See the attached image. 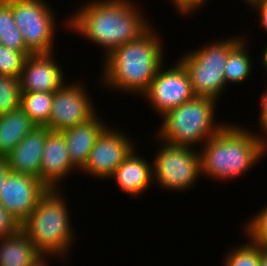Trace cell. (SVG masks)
Wrapping results in <instances>:
<instances>
[{
    "label": "cell",
    "instance_id": "cell-1",
    "mask_svg": "<svg viewBox=\"0 0 267 266\" xmlns=\"http://www.w3.org/2000/svg\"><path fill=\"white\" fill-rule=\"evenodd\" d=\"M132 0H88L75 9L63 23L71 32L81 35L104 49L105 58L118 46L146 33L153 23Z\"/></svg>",
    "mask_w": 267,
    "mask_h": 266
},
{
    "label": "cell",
    "instance_id": "cell-2",
    "mask_svg": "<svg viewBox=\"0 0 267 266\" xmlns=\"http://www.w3.org/2000/svg\"><path fill=\"white\" fill-rule=\"evenodd\" d=\"M163 47V39L153 26L140 38L118 46L102 58L101 86L107 91L142 96L165 62Z\"/></svg>",
    "mask_w": 267,
    "mask_h": 266
},
{
    "label": "cell",
    "instance_id": "cell-3",
    "mask_svg": "<svg viewBox=\"0 0 267 266\" xmlns=\"http://www.w3.org/2000/svg\"><path fill=\"white\" fill-rule=\"evenodd\" d=\"M201 147V176L215 182L241 178L267 156V139L260 132L228 122Z\"/></svg>",
    "mask_w": 267,
    "mask_h": 266
},
{
    "label": "cell",
    "instance_id": "cell-4",
    "mask_svg": "<svg viewBox=\"0 0 267 266\" xmlns=\"http://www.w3.org/2000/svg\"><path fill=\"white\" fill-rule=\"evenodd\" d=\"M61 189L49 188L30 215L21 223V230L41 254L68 258L77 237L72 228L70 210ZM66 257V258H65Z\"/></svg>",
    "mask_w": 267,
    "mask_h": 266
},
{
    "label": "cell",
    "instance_id": "cell-5",
    "mask_svg": "<svg viewBox=\"0 0 267 266\" xmlns=\"http://www.w3.org/2000/svg\"><path fill=\"white\" fill-rule=\"evenodd\" d=\"M217 101L209 97H194L162 116L159 140L175 146L199 147L213 137L227 122L215 120ZM216 116V117H215Z\"/></svg>",
    "mask_w": 267,
    "mask_h": 266
},
{
    "label": "cell",
    "instance_id": "cell-6",
    "mask_svg": "<svg viewBox=\"0 0 267 266\" xmlns=\"http://www.w3.org/2000/svg\"><path fill=\"white\" fill-rule=\"evenodd\" d=\"M243 38L228 36L181 54L178 61L187 70L196 97H209L217 102L221 99V94L228 87L224 77L228 54Z\"/></svg>",
    "mask_w": 267,
    "mask_h": 266
},
{
    "label": "cell",
    "instance_id": "cell-7",
    "mask_svg": "<svg viewBox=\"0 0 267 266\" xmlns=\"http://www.w3.org/2000/svg\"><path fill=\"white\" fill-rule=\"evenodd\" d=\"M159 149L152 160L153 182L162 189L175 192L189 190L200 179V152L186 146H175L155 137ZM156 180V181H155Z\"/></svg>",
    "mask_w": 267,
    "mask_h": 266
},
{
    "label": "cell",
    "instance_id": "cell-8",
    "mask_svg": "<svg viewBox=\"0 0 267 266\" xmlns=\"http://www.w3.org/2000/svg\"><path fill=\"white\" fill-rule=\"evenodd\" d=\"M14 21L32 53L55 52L56 13L46 0H11Z\"/></svg>",
    "mask_w": 267,
    "mask_h": 266
},
{
    "label": "cell",
    "instance_id": "cell-9",
    "mask_svg": "<svg viewBox=\"0 0 267 266\" xmlns=\"http://www.w3.org/2000/svg\"><path fill=\"white\" fill-rule=\"evenodd\" d=\"M84 81H67L54 92L52 109L47 122L50 131H62L93 118L98 111ZM85 85V86H84ZM88 91V92H87ZM92 100V101H91Z\"/></svg>",
    "mask_w": 267,
    "mask_h": 266
},
{
    "label": "cell",
    "instance_id": "cell-10",
    "mask_svg": "<svg viewBox=\"0 0 267 266\" xmlns=\"http://www.w3.org/2000/svg\"><path fill=\"white\" fill-rule=\"evenodd\" d=\"M141 97L146 98L152 111L160 118L169 110L192 100L195 94L187 70L177 60L170 68L163 64L158 69L148 90Z\"/></svg>",
    "mask_w": 267,
    "mask_h": 266
},
{
    "label": "cell",
    "instance_id": "cell-11",
    "mask_svg": "<svg viewBox=\"0 0 267 266\" xmlns=\"http://www.w3.org/2000/svg\"><path fill=\"white\" fill-rule=\"evenodd\" d=\"M126 135L122 129H114L109 125L96 140L79 173L91 175L92 178L109 179L136 146Z\"/></svg>",
    "mask_w": 267,
    "mask_h": 266
},
{
    "label": "cell",
    "instance_id": "cell-12",
    "mask_svg": "<svg viewBox=\"0 0 267 266\" xmlns=\"http://www.w3.org/2000/svg\"><path fill=\"white\" fill-rule=\"evenodd\" d=\"M48 189L34 176L10 171L0 190V203L21 224Z\"/></svg>",
    "mask_w": 267,
    "mask_h": 266
},
{
    "label": "cell",
    "instance_id": "cell-13",
    "mask_svg": "<svg viewBox=\"0 0 267 266\" xmlns=\"http://www.w3.org/2000/svg\"><path fill=\"white\" fill-rule=\"evenodd\" d=\"M55 53H37L26 57L19 77L21 92H55L67 81Z\"/></svg>",
    "mask_w": 267,
    "mask_h": 266
},
{
    "label": "cell",
    "instance_id": "cell-14",
    "mask_svg": "<svg viewBox=\"0 0 267 266\" xmlns=\"http://www.w3.org/2000/svg\"><path fill=\"white\" fill-rule=\"evenodd\" d=\"M43 149L40 180L48 188L60 189V185L66 177L68 178L69 174L71 175L74 171L78 172L70 162L63 133L50 131L47 128V137Z\"/></svg>",
    "mask_w": 267,
    "mask_h": 266
},
{
    "label": "cell",
    "instance_id": "cell-15",
    "mask_svg": "<svg viewBox=\"0 0 267 266\" xmlns=\"http://www.w3.org/2000/svg\"><path fill=\"white\" fill-rule=\"evenodd\" d=\"M46 137L47 127L36 126L28 133L5 157L10 171L40 179V166Z\"/></svg>",
    "mask_w": 267,
    "mask_h": 266
},
{
    "label": "cell",
    "instance_id": "cell-16",
    "mask_svg": "<svg viewBox=\"0 0 267 266\" xmlns=\"http://www.w3.org/2000/svg\"><path fill=\"white\" fill-rule=\"evenodd\" d=\"M132 152L117 167L113 175L109 178L116 182V186L131 197H139L153 182L152 163L143 156L138 155V148ZM151 164V165H150Z\"/></svg>",
    "mask_w": 267,
    "mask_h": 266
},
{
    "label": "cell",
    "instance_id": "cell-17",
    "mask_svg": "<svg viewBox=\"0 0 267 266\" xmlns=\"http://www.w3.org/2000/svg\"><path fill=\"white\" fill-rule=\"evenodd\" d=\"M107 125L96 113L89 121L61 131L67 143L70 162L77 170L84 167L91 149Z\"/></svg>",
    "mask_w": 267,
    "mask_h": 266
},
{
    "label": "cell",
    "instance_id": "cell-18",
    "mask_svg": "<svg viewBox=\"0 0 267 266\" xmlns=\"http://www.w3.org/2000/svg\"><path fill=\"white\" fill-rule=\"evenodd\" d=\"M36 125L19 107L0 115V158H5Z\"/></svg>",
    "mask_w": 267,
    "mask_h": 266
},
{
    "label": "cell",
    "instance_id": "cell-19",
    "mask_svg": "<svg viewBox=\"0 0 267 266\" xmlns=\"http://www.w3.org/2000/svg\"><path fill=\"white\" fill-rule=\"evenodd\" d=\"M41 253L20 229L0 238V266H29Z\"/></svg>",
    "mask_w": 267,
    "mask_h": 266
},
{
    "label": "cell",
    "instance_id": "cell-20",
    "mask_svg": "<svg viewBox=\"0 0 267 266\" xmlns=\"http://www.w3.org/2000/svg\"><path fill=\"white\" fill-rule=\"evenodd\" d=\"M245 38L246 37H244L228 54L224 68L226 85H229V83L230 85H239L248 80L253 72V62L251 54L248 52L249 47L246 44L248 40Z\"/></svg>",
    "mask_w": 267,
    "mask_h": 266
},
{
    "label": "cell",
    "instance_id": "cell-21",
    "mask_svg": "<svg viewBox=\"0 0 267 266\" xmlns=\"http://www.w3.org/2000/svg\"><path fill=\"white\" fill-rule=\"evenodd\" d=\"M53 98L54 92H22L20 108L37 127H46Z\"/></svg>",
    "mask_w": 267,
    "mask_h": 266
},
{
    "label": "cell",
    "instance_id": "cell-22",
    "mask_svg": "<svg viewBox=\"0 0 267 266\" xmlns=\"http://www.w3.org/2000/svg\"><path fill=\"white\" fill-rule=\"evenodd\" d=\"M0 44L21 51L26 56L32 54L26 48L23 35L15 24L11 0H0Z\"/></svg>",
    "mask_w": 267,
    "mask_h": 266
},
{
    "label": "cell",
    "instance_id": "cell-23",
    "mask_svg": "<svg viewBox=\"0 0 267 266\" xmlns=\"http://www.w3.org/2000/svg\"><path fill=\"white\" fill-rule=\"evenodd\" d=\"M246 239L245 244L243 242L228 250L222 266H260V245Z\"/></svg>",
    "mask_w": 267,
    "mask_h": 266
},
{
    "label": "cell",
    "instance_id": "cell-24",
    "mask_svg": "<svg viewBox=\"0 0 267 266\" xmlns=\"http://www.w3.org/2000/svg\"><path fill=\"white\" fill-rule=\"evenodd\" d=\"M20 80L7 75H0V115L20 107Z\"/></svg>",
    "mask_w": 267,
    "mask_h": 266
},
{
    "label": "cell",
    "instance_id": "cell-25",
    "mask_svg": "<svg viewBox=\"0 0 267 266\" xmlns=\"http://www.w3.org/2000/svg\"><path fill=\"white\" fill-rule=\"evenodd\" d=\"M244 224V237L251 242L267 246V204Z\"/></svg>",
    "mask_w": 267,
    "mask_h": 266
},
{
    "label": "cell",
    "instance_id": "cell-26",
    "mask_svg": "<svg viewBox=\"0 0 267 266\" xmlns=\"http://www.w3.org/2000/svg\"><path fill=\"white\" fill-rule=\"evenodd\" d=\"M26 57L23 52L0 44V75L19 79Z\"/></svg>",
    "mask_w": 267,
    "mask_h": 266
},
{
    "label": "cell",
    "instance_id": "cell-27",
    "mask_svg": "<svg viewBox=\"0 0 267 266\" xmlns=\"http://www.w3.org/2000/svg\"><path fill=\"white\" fill-rule=\"evenodd\" d=\"M21 229L19 221L0 203V238L13 235Z\"/></svg>",
    "mask_w": 267,
    "mask_h": 266
},
{
    "label": "cell",
    "instance_id": "cell-28",
    "mask_svg": "<svg viewBox=\"0 0 267 266\" xmlns=\"http://www.w3.org/2000/svg\"><path fill=\"white\" fill-rule=\"evenodd\" d=\"M207 1L208 0H170V3L173 4L172 6L175 7L178 13L184 17H188V15L194 14L193 12H195L196 15V11L205 7Z\"/></svg>",
    "mask_w": 267,
    "mask_h": 266
},
{
    "label": "cell",
    "instance_id": "cell-29",
    "mask_svg": "<svg viewBox=\"0 0 267 266\" xmlns=\"http://www.w3.org/2000/svg\"><path fill=\"white\" fill-rule=\"evenodd\" d=\"M267 88V87H266ZM266 88H265V91L262 93V95H260L261 97H260V101L261 102H259L260 103V106H259V118H258V123H259V125L258 126H260V132L261 133H264V134H262V136L265 138V139H267V90H266Z\"/></svg>",
    "mask_w": 267,
    "mask_h": 266
},
{
    "label": "cell",
    "instance_id": "cell-30",
    "mask_svg": "<svg viewBox=\"0 0 267 266\" xmlns=\"http://www.w3.org/2000/svg\"><path fill=\"white\" fill-rule=\"evenodd\" d=\"M247 6L251 7V10H255L258 12L260 18V24L262 25L263 29L267 33V6L261 0H253L246 4Z\"/></svg>",
    "mask_w": 267,
    "mask_h": 266
},
{
    "label": "cell",
    "instance_id": "cell-31",
    "mask_svg": "<svg viewBox=\"0 0 267 266\" xmlns=\"http://www.w3.org/2000/svg\"><path fill=\"white\" fill-rule=\"evenodd\" d=\"M55 259L57 257L60 258L59 260H62L63 258L57 255H53V254H41L40 256H38L29 266H49L47 259H49V257H54Z\"/></svg>",
    "mask_w": 267,
    "mask_h": 266
},
{
    "label": "cell",
    "instance_id": "cell-32",
    "mask_svg": "<svg viewBox=\"0 0 267 266\" xmlns=\"http://www.w3.org/2000/svg\"><path fill=\"white\" fill-rule=\"evenodd\" d=\"M10 172L5 158H0V190L7 177V174Z\"/></svg>",
    "mask_w": 267,
    "mask_h": 266
},
{
    "label": "cell",
    "instance_id": "cell-33",
    "mask_svg": "<svg viewBox=\"0 0 267 266\" xmlns=\"http://www.w3.org/2000/svg\"><path fill=\"white\" fill-rule=\"evenodd\" d=\"M260 266H267V246L260 245Z\"/></svg>",
    "mask_w": 267,
    "mask_h": 266
},
{
    "label": "cell",
    "instance_id": "cell-34",
    "mask_svg": "<svg viewBox=\"0 0 267 266\" xmlns=\"http://www.w3.org/2000/svg\"><path fill=\"white\" fill-rule=\"evenodd\" d=\"M267 44V43H266ZM261 58H260V63L262 64V68L267 72V45L264 46L263 51L261 52Z\"/></svg>",
    "mask_w": 267,
    "mask_h": 266
},
{
    "label": "cell",
    "instance_id": "cell-35",
    "mask_svg": "<svg viewBox=\"0 0 267 266\" xmlns=\"http://www.w3.org/2000/svg\"><path fill=\"white\" fill-rule=\"evenodd\" d=\"M243 1H244L245 4H247V3H249V2H251L253 0H243Z\"/></svg>",
    "mask_w": 267,
    "mask_h": 266
},
{
    "label": "cell",
    "instance_id": "cell-36",
    "mask_svg": "<svg viewBox=\"0 0 267 266\" xmlns=\"http://www.w3.org/2000/svg\"><path fill=\"white\" fill-rule=\"evenodd\" d=\"M267 6V0H261Z\"/></svg>",
    "mask_w": 267,
    "mask_h": 266
}]
</instances>
